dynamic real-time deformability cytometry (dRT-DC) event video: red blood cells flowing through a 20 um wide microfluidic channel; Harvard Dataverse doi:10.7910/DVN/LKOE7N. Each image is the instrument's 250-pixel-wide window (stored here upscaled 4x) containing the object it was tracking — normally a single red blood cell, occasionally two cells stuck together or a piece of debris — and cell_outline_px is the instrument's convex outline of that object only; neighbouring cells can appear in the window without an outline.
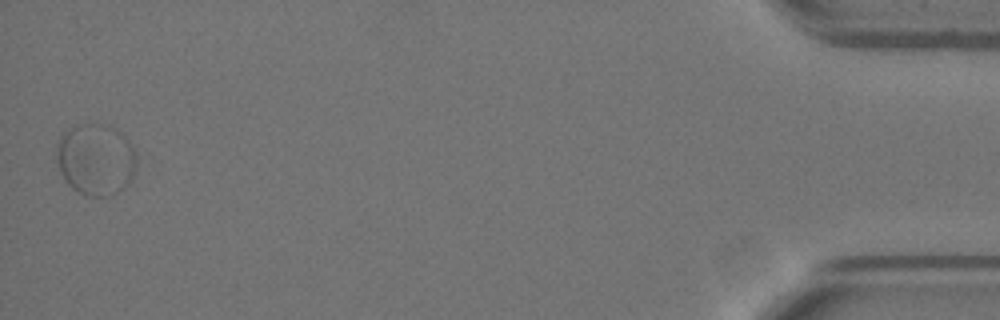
{"species": "Egyptian fruit bat (a non-hibernating species)", "species_latin": "Rousettus aegyptiacus", "temperature_condition": "warm", "stored_images_in_passage": 40, "segment_of_instrument_passage": [2, 2], "camera_frame_rate_fps": 3000, "um_per_image_px": 0.085, "animal": {"sex": "female"}, "frame": {"image": 1, "passage_image": 40, "time_ms": 13.0, "image_size_px": [1000, 320], "cell_outline_px": [[136, 164], [128, 180], [112, 196], [88, 196], [72, 188], [64, 180], [60, 172], [56, 160], [56, 144], [60, 136], [64, 132], [76, 124], [108, 124], [116, 128], [128, 140], [132, 148], [136, 160]], "centroid_in_image_um": [8.07, 13.51], "position_along_channel_um": 427.1, "area_um2": 33.18}}